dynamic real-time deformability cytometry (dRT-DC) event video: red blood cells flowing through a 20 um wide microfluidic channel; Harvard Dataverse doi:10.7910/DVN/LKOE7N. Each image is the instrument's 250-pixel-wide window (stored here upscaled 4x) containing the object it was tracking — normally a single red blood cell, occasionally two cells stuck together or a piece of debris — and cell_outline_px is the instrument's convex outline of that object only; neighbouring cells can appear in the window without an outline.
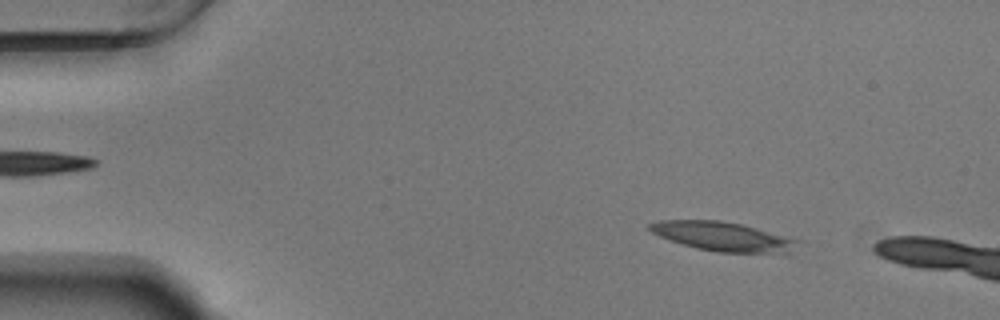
{"species": "Egyptian fruit bat (a non-hibernating species)", "species_latin": "Rousettus aegyptiacus", "temperature_condition": "warm", "stored_images_in_passage": 57, "camera_frame_rate_fps": 3000, "um_per_image_px": 0.085, "animal": {"sex": "male"}, "frame": {"image": 1, "passage_image": 8, "time_ms": 2.333, "image_size_px": [1000, 320], "cell_outline_px": [[800, 240], [788, 252], [716, 252], [696, 248], [660, 236], [652, 232], [648, 228], [648, 224], [660, 220], [720, 220], [740, 224], [756, 228]], "centroid_in_image_um": [61.38, 20.08], "position_along_channel_um": 23.6, "area_um2": 24.45}}
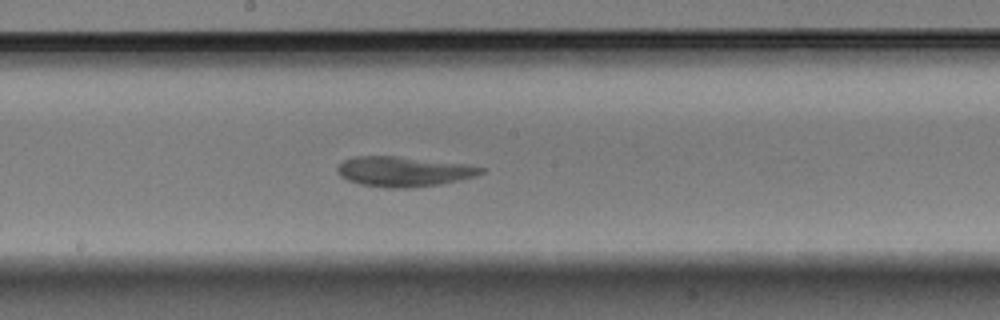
{"frame": {"image": 2, "passage_image": 31, "time_ms": 10.0, "image_size_px": [1000, 320], "cell_outline_px": [[484, 172], [476, 176], [460, 180], [440, 184], [408, 188], [384, 188], [360, 184], [348, 180], [340, 176], [336, 172], [336, 168], [344, 160], [352, 156], [392, 156], [464, 164], [484, 168]], "centroid_in_image_um": [34.26, 14.59], "position_along_channel_um": 213.9, "area_um2": 24.97}}
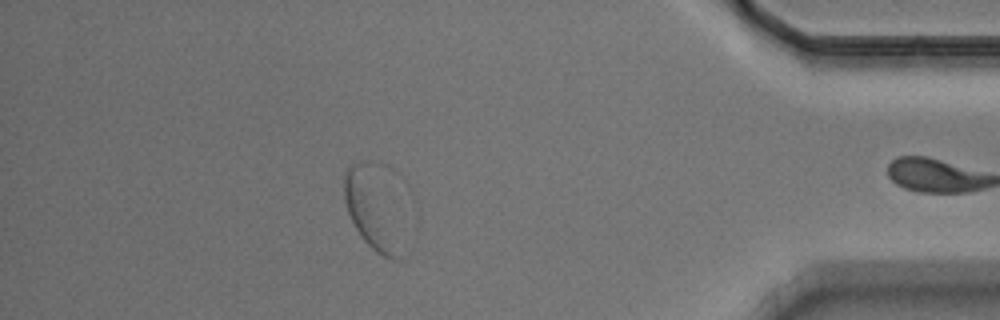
{"frame": {"image": 3, "passage_image": 50, "time_ms": 16.333, "image_size_px": [1000, 320], "cell_outline_px": [[404, 256], [400, 260], [392, 260], [376, 252], [364, 240], [356, 228], [348, 212], [344, 200], [344, 176], [348, 168], [352, 164], [384, 164], [392, 168], [396, 172]], "centroid_in_image_um": [31.9, 17.62], "position_along_channel_um": 403.3, "area_um2": 31.04}, "authors_computed_cell_mechanics": {"area_um2": 24.854, "velocity_mm_per_s": 3.609, "shape_relaxation_time_tau1_ms": null, "shape_relaxation_time_tau2_ms": 1.8449, "deformation_change_tau1": null, "deformation_change_tau2": 0.0652}}